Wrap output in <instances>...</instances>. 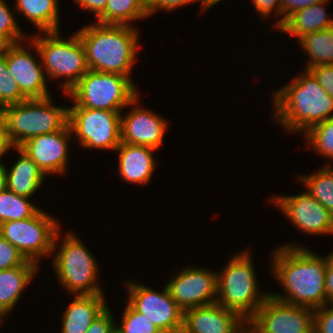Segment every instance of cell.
<instances>
[{
	"mask_svg": "<svg viewBox=\"0 0 333 333\" xmlns=\"http://www.w3.org/2000/svg\"><path fill=\"white\" fill-rule=\"evenodd\" d=\"M309 248L288 242L273 250L269 267L283 293L270 295L285 303L317 309L329 303L325 291L327 255L319 256Z\"/></svg>",
	"mask_w": 333,
	"mask_h": 333,
	"instance_id": "1",
	"label": "cell"
},
{
	"mask_svg": "<svg viewBox=\"0 0 333 333\" xmlns=\"http://www.w3.org/2000/svg\"><path fill=\"white\" fill-rule=\"evenodd\" d=\"M273 120L285 132H307L314 125L333 118V98L309 70L272 94Z\"/></svg>",
	"mask_w": 333,
	"mask_h": 333,
	"instance_id": "2",
	"label": "cell"
},
{
	"mask_svg": "<svg viewBox=\"0 0 333 333\" xmlns=\"http://www.w3.org/2000/svg\"><path fill=\"white\" fill-rule=\"evenodd\" d=\"M76 32L90 70L132 77L140 48L137 27L94 22Z\"/></svg>",
	"mask_w": 333,
	"mask_h": 333,
	"instance_id": "3",
	"label": "cell"
},
{
	"mask_svg": "<svg viewBox=\"0 0 333 333\" xmlns=\"http://www.w3.org/2000/svg\"><path fill=\"white\" fill-rule=\"evenodd\" d=\"M56 233L52 254V267L57 281L68 295L105 294L99 285V264L85 243L73 231L64 236ZM62 241L59 243V239ZM60 244V245H59ZM59 245V246H58Z\"/></svg>",
	"mask_w": 333,
	"mask_h": 333,
	"instance_id": "4",
	"label": "cell"
},
{
	"mask_svg": "<svg viewBox=\"0 0 333 333\" xmlns=\"http://www.w3.org/2000/svg\"><path fill=\"white\" fill-rule=\"evenodd\" d=\"M221 269L217 273L216 302L248 321L270 295L261 292L250 251L236 252Z\"/></svg>",
	"mask_w": 333,
	"mask_h": 333,
	"instance_id": "5",
	"label": "cell"
},
{
	"mask_svg": "<svg viewBox=\"0 0 333 333\" xmlns=\"http://www.w3.org/2000/svg\"><path fill=\"white\" fill-rule=\"evenodd\" d=\"M61 31L42 32L29 36L27 43L40 58L46 77L52 80L64 78L61 89L67 94L89 70L85 50L77 32L68 38Z\"/></svg>",
	"mask_w": 333,
	"mask_h": 333,
	"instance_id": "6",
	"label": "cell"
},
{
	"mask_svg": "<svg viewBox=\"0 0 333 333\" xmlns=\"http://www.w3.org/2000/svg\"><path fill=\"white\" fill-rule=\"evenodd\" d=\"M53 103L52 96L27 99L0 110V119L13 147L33 136L60 131L68 124V106Z\"/></svg>",
	"mask_w": 333,
	"mask_h": 333,
	"instance_id": "7",
	"label": "cell"
},
{
	"mask_svg": "<svg viewBox=\"0 0 333 333\" xmlns=\"http://www.w3.org/2000/svg\"><path fill=\"white\" fill-rule=\"evenodd\" d=\"M131 78L89 69L67 93L69 107L122 111L140 94Z\"/></svg>",
	"mask_w": 333,
	"mask_h": 333,
	"instance_id": "8",
	"label": "cell"
},
{
	"mask_svg": "<svg viewBox=\"0 0 333 333\" xmlns=\"http://www.w3.org/2000/svg\"><path fill=\"white\" fill-rule=\"evenodd\" d=\"M60 224L46 210L40 209L34 216L6 221L0 224V235L15 246L26 260L37 265L40 259L52 257L53 244Z\"/></svg>",
	"mask_w": 333,
	"mask_h": 333,
	"instance_id": "9",
	"label": "cell"
},
{
	"mask_svg": "<svg viewBox=\"0 0 333 333\" xmlns=\"http://www.w3.org/2000/svg\"><path fill=\"white\" fill-rule=\"evenodd\" d=\"M123 111H107L86 107H68V124L73 139L82 148L113 150L121 143V114Z\"/></svg>",
	"mask_w": 333,
	"mask_h": 333,
	"instance_id": "10",
	"label": "cell"
},
{
	"mask_svg": "<svg viewBox=\"0 0 333 333\" xmlns=\"http://www.w3.org/2000/svg\"><path fill=\"white\" fill-rule=\"evenodd\" d=\"M253 333H309L314 329V309L297 306L269 295L247 321Z\"/></svg>",
	"mask_w": 333,
	"mask_h": 333,
	"instance_id": "11",
	"label": "cell"
},
{
	"mask_svg": "<svg viewBox=\"0 0 333 333\" xmlns=\"http://www.w3.org/2000/svg\"><path fill=\"white\" fill-rule=\"evenodd\" d=\"M126 281L128 291L126 301L147 318L162 332H181L183 326V310L171 298L165 285L161 291L150 288L136 281Z\"/></svg>",
	"mask_w": 333,
	"mask_h": 333,
	"instance_id": "12",
	"label": "cell"
},
{
	"mask_svg": "<svg viewBox=\"0 0 333 333\" xmlns=\"http://www.w3.org/2000/svg\"><path fill=\"white\" fill-rule=\"evenodd\" d=\"M275 195L270 202L306 235H333V215L306 190L295 195Z\"/></svg>",
	"mask_w": 333,
	"mask_h": 333,
	"instance_id": "13",
	"label": "cell"
},
{
	"mask_svg": "<svg viewBox=\"0 0 333 333\" xmlns=\"http://www.w3.org/2000/svg\"><path fill=\"white\" fill-rule=\"evenodd\" d=\"M217 273L209 268L190 265L177 270L166 286L171 298L183 311L214 304L217 300Z\"/></svg>",
	"mask_w": 333,
	"mask_h": 333,
	"instance_id": "14",
	"label": "cell"
},
{
	"mask_svg": "<svg viewBox=\"0 0 333 333\" xmlns=\"http://www.w3.org/2000/svg\"><path fill=\"white\" fill-rule=\"evenodd\" d=\"M25 43L27 44V40H24V43L22 41L5 45V58L9 72L27 99L50 97L48 79L42 62L35 58L36 55L30 52Z\"/></svg>",
	"mask_w": 333,
	"mask_h": 333,
	"instance_id": "15",
	"label": "cell"
},
{
	"mask_svg": "<svg viewBox=\"0 0 333 333\" xmlns=\"http://www.w3.org/2000/svg\"><path fill=\"white\" fill-rule=\"evenodd\" d=\"M71 139H73L72 131L67 124L60 131L33 136L19 148L38 165L45 176L64 175L69 167Z\"/></svg>",
	"mask_w": 333,
	"mask_h": 333,
	"instance_id": "16",
	"label": "cell"
},
{
	"mask_svg": "<svg viewBox=\"0 0 333 333\" xmlns=\"http://www.w3.org/2000/svg\"><path fill=\"white\" fill-rule=\"evenodd\" d=\"M140 102L139 94L130 103L127 115L121 114V142L160 149L169 123L151 108L140 106Z\"/></svg>",
	"mask_w": 333,
	"mask_h": 333,
	"instance_id": "17",
	"label": "cell"
},
{
	"mask_svg": "<svg viewBox=\"0 0 333 333\" xmlns=\"http://www.w3.org/2000/svg\"><path fill=\"white\" fill-rule=\"evenodd\" d=\"M246 326L238 313L216 302L183 311L181 333H240Z\"/></svg>",
	"mask_w": 333,
	"mask_h": 333,
	"instance_id": "18",
	"label": "cell"
},
{
	"mask_svg": "<svg viewBox=\"0 0 333 333\" xmlns=\"http://www.w3.org/2000/svg\"><path fill=\"white\" fill-rule=\"evenodd\" d=\"M156 150L143 146L120 143L115 150L118 153V173L124 182L147 185L153 177L158 160L153 156Z\"/></svg>",
	"mask_w": 333,
	"mask_h": 333,
	"instance_id": "19",
	"label": "cell"
},
{
	"mask_svg": "<svg viewBox=\"0 0 333 333\" xmlns=\"http://www.w3.org/2000/svg\"><path fill=\"white\" fill-rule=\"evenodd\" d=\"M104 294L73 295L62 313L61 333H85L107 308Z\"/></svg>",
	"mask_w": 333,
	"mask_h": 333,
	"instance_id": "20",
	"label": "cell"
},
{
	"mask_svg": "<svg viewBox=\"0 0 333 333\" xmlns=\"http://www.w3.org/2000/svg\"><path fill=\"white\" fill-rule=\"evenodd\" d=\"M39 265L27 260L22 266L0 271V322L15 309L23 292L39 271ZM26 288V289H25Z\"/></svg>",
	"mask_w": 333,
	"mask_h": 333,
	"instance_id": "21",
	"label": "cell"
},
{
	"mask_svg": "<svg viewBox=\"0 0 333 333\" xmlns=\"http://www.w3.org/2000/svg\"><path fill=\"white\" fill-rule=\"evenodd\" d=\"M12 150L20 156L10 165L11 167L4 163L7 189L19 196L31 198L37 190L39 191L47 176L19 147H13Z\"/></svg>",
	"mask_w": 333,
	"mask_h": 333,
	"instance_id": "22",
	"label": "cell"
},
{
	"mask_svg": "<svg viewBox=\"0 0 333 333\" xmlns=\"http://www.w3.org/2000/svg\"><path fill=\"white\" fill-rule=\"evenodd\" d=\"M329 0L314 4L307 8L294 12L285 23L278 29L282 34L285 32L298 41L302 36L333 27V18L327 13L325 5ZM327 3V4H326Z\"/></svg>",
	"mask_w": 333,
	"mask_h": 333,
	"instance_id": "23",
	"label": "cell"
},
{
	"mask_svg": "<svg viewBox=\"0 0 333 333\" xmlns=\"http://www.w3.org/2000/svg\"><path fill=\"white\" fill-rule=\"evenodd\" d=\"M60 0H16L15 11L37 28L38 32L61 31Z\"/></svg>",
	"mask_w": 333,
	"mask_h": 333,
	"instance_id": "24",
	"label": "cell"
},
{
	"mask_svg": "<svg viewBox=\"0 0 333 333\" xmlns=\"http://www.w3.org/2000/svg\"><path fill=\"white\" fill-rule=\"evenodd\" d=\"M297 43L308 57L304 70L313 66L333 65V27L310 32L302 36Z\"/></svg>",
	"mask_w": 333,
	"mask_h": 333,
	"instance_id": "25",
	"label": "cell"
},
{
	"mask_svg": "<svg viewBox=\"0 0 333 333\" xmlns=\"http://www.w3.org/2000/svg\"><path fill=\"white\" fill-rule=\"evenodd\" d=\"M150 17L144 0H107L104 12L96 19L101 24L128 25Z\"/></svg>",
	"mask_w": 333,
	"mask_h": 333,
	"instance_id": "26",
	"label": "cell"
},
{
	"mask_svg": "<svg viewBox=\"0 0 333 333\" xmlns=\"http://www.w3.org/2000/svg\"><path fill=\"white\" fill-rule=\"evenodd\" d=\"M329 164L298 179L306 191L333 215V167Z\"/></svg>",
	"mask_w": 333,
	"mask_h": 333,
	"instance_id": "27",
	"label": "cell"
},
{
	"mask_svg": "<svg viewBox=\"0 0 333 333\" xmlns=\"http://www.w3.org/2000/svg\"><path fill=\"white\" fill-rule=\"evenodd\" d=\"M31 198L19 196L7 188L0 193V224L34 216L41 208Z\"/></svg>",
	"mask_w": 333,
	"mask_h": 333,
	"instance_id": "28",
	"label": "cell"
},
{
	"mask_svg": "<svg viewBox=\"0 0 333 333\" xmlns=\"http://www.w3.org/2000/svg\"><path fill=\"white\" fill-rule=\"evenodd\" d=\"M303 136L312 152L333 160V118L314 125Z\"/></svg>",
	"mask_w": 333,
	"mask_h": 333,
	"instance_id": "29",
	"label": "cell"
},
{
	"mask_svg": "<svg viewBox=\"0 0 333 333\" xmlns=\"http://www.w3.org/2000/svg\"><path fill=\"white\" fill-rule=\"evenodd\" d=\"M27 98L21 93L16 81L12 78L5 58V47L0 53V110L5 106L17 104Z\"/></svg>",
	"mask_w": 333,
	"mask_h": 333,
	"instance_id": "30",
	"label": "cell"
},
{
	"mask_svg": "<svg viewBox=\"0 0 333 333\" xmlns=\"http://www.w3.org/2000/svg\"><path fill=\"white\" fill-rule=\"evenodd\" d=\"M120 324L115 325L121 333H161L146 315L136 311L127 301Z\"/></svg>",
	"mask_w": 333,
	"mask_h": 333,
	"instance_id": "31",
	"label": "cell"
},
{
	"mask_svg": "<svg viewBox=\"0 0 333 333\" xmlns=\"http://www.w3.org/2000/svg\"><path fill=\"white\" fill-rule=\"evenodd\" d=\"M5 1L0 0V40L6 45L27 40L29 36L24 34L25 32L18 25L17 17L14 16L16 11H12L11 6Z\"/></svg>",
	"mask_w": 333,
	"mask_h": 333,
	"instance_id": "32",
	"label": "cell"
},
{
	"mask_svg": "<svg viewBox=\"0 0 333 333\" xmlns=\"http://www.w3.org/2000/svg\"><path fill=\"white\" fill-rule=\"evenodd\" d=\"M26 261L19 250L0 235V271L22 266Z\"/></svg>",
	"mask_w": 333,
	"mask_h": 333,
	"instance_id": "33",
	"label": "cell"
},
{
	"mask_svg": "<svg viewBox=\"0 0 333 333\" xmlns=\"http://www.w3.org/2000/svg\"><path fill=\"white\" fill-rule=\"evenodd\" d=\"M201 2L200 11L205 12L208 8L203 4L202 0H144L145 10L149 16L154 15V13L163 10V11H173L176 8L179 9L185 5H189L194 2Z\"/></svg>",
	"mask_w": 333,
	"mask_h": 333,
	"instance_id": "34",
	"label": "cell"
},
{
	"mask_svg": "<svg viewBox=\"0 0 333 333\" xmlns=\"http://www.w3.org/2000/svg\"><path fill=\"white\" fill-rule=\"evenodd\" d=\"M256 14L266 19L271 16L280 17L275 23L276 31L282 26V2L281 0H251Z\"/></svg>",
	"mask_w": 333,
	"mask_h": 333,
	"instance_id": "35",
	"label": "cell"
},
{
	"mask_svg": "<svg viewBox=\"0 0 333 333\" xmlns=\"http://www.w3.org/2000/svg\"><path fill=\"white\" fill-rule=\"evenodd\" d=\"M314 329L318 333H333V302L314 309Z\"/></svg>",
	"mask_w": 333,
	"mask_h": 333,
	"instance_id": "36",
	"label": "cell"
},
{
	"mask_svg": "<svg viewBox=\"0 0 333 333\" xmlns=\"http://www.w3.org/2000/svg\"><path fill=\"white\" fill-rule=\"evenodd\" d=\"M322 88L333 98V65H319L308 69Z\"/></svg>",
	"mask_w": 333,
	"mask_h": 333,
	"instance_id": "37",
	"label": "cell"
},
{
	"mask_svg": "<svg viewBox=\"0 0 333 333\" xmlns=\"http://www.w3.org/2000/svg\"><path fill=\"white\" fill-rule=\"evenodd\" d=\"M113 311L108 307L97 319L90 325L85 333H110L115 327L116 321Z\"/></svg>",
	"mask_w": 333,
	"mask_h": 333,
	"instance_id": "38",
	"label": "cell"
},
{
	"mask_svg": "<svg viewBox=\"0 0 333 333\" xmlns=\"http://www.w3.org/2000/svg\"><path fill=\"white\" fill-rule=\"evenodd\" d=\"M325 0H281L282 2V25L296 11L318 4Z\"/></svg>",
	"mask_w": 333,
	"mask_h": 333,
	"instance_id": "39",
	"label": "cell"
},
{
	"mask_svg": "<svg viewBox=\"0 0 333 333\" xmlns=\"http://www.w3.org/2000/svg\"><path fill=\"white\" fill-rule=\"evenodd\" d=\"M82 10H88L97 19L105 10L107 0H73Z\"/></svg>",
	"mask_w": 333,
	"mask_h": 333,
	"instance_id": "40",
	"label": "cell"
},
{
	"mask_svg": "<svg viewBox=\"0 0 333 333\" xmlns=\"http://www.w3.org/2000/svg\"><path fill=\"white\" fill-rule=\"evenodd\" d=\"M325 291L326 297L329 299V303L333 302V252H330L329 255H327Z\"/></svg>",
	"mask_w": 333,
	"mask_h": 333,
	"instance_id": "41",
	"label": "cell"
},
{
	"mask_svg": "<svg viewBox=\"0 0 333 333\" xmlns=\"http://www.w3.org/2000/svg\"><path fill=\"white\" fill-rule=\"evenodd\" d=\"M12 148L13 146L9 142L4 125L0 119V164H4L1 159L6 156L7 152H9V150H11Z\"/></svg>",
	"mask_w": 333,
	"mask_h": 333,
	"instance_id": "42",
	"label": "cell"
},
{
	"mask_svg": "<svg viewBox=\"0 0 333 333\" xmlns=\"http://www.w3.org/2000/svg\"><path fill=\"white\" fill-rule=\"evenodd\" d=\"M7 188L4 164H0V193Z\"/></svg>",
	"mask_w": 333,
	"mask_h": 333,
	"instance_id": "43",
	"label": "cell"
},
{
	"mask_svg": "<svg viewBox=\"0 0 333 333\" xmlns=\"http://www.w3.org/2000/svg\"><path fill=\"white\" fill-rule=\"evenodd\" d=\"M224 0H202L203 4L210 10V8H213L217 3Z\"/></svg>",
	"mask_w": 333,
	"mask_h": 333,
	"instance_id": "44",
	"label": "cell"
},
{
	"mask_svg": "<svg viewBox=\"0 0 333 333\" xmlns=\"http://www.w3.org/2000/svg\"><path fill=\"white\" fill-rule=\"evenodd\" d=\"M5 45L6 44L2 40H0V53L3 52V49H4Z\"/></svg>",
	"mask_w": 333,
	"mask_h": 333,
	"instance_id": "45",
	"label": "cell"
},
{
	"mask_svg": "<svg viewBox=\"0 0 333 333\" xmlns=\"http://www.w3.org/2000/svg\"><path fill=\"white\" fill-rule=\"evenodd\" d=\"M240 333H253V332L246 326V328Z\"/></svg>",
	"mask_w": 333,
	"mask_h": 333,
	"instance_id": "46",
	"label": "cell"
},
{
	"mask_svg": "<svg viewBox=\"0 0 333 333\" xmlns=\"http://www.w3.org/2000/svg\"><path fill=\"white\" fill-rule=\"evenodd\" d=\"M110 333H121V332L115 326Z\"/></svg>",
	"mask_w": 333,
	"mask_h": 333,
	"instance_id": "47",
	"label": "cell"
},
{
	"mask_svg": "<svg viewBox=\"0 0 333 333\" xmlns=\"http://www.w3.org/2000/svg\"><path fill=\"white\" fill-rule=\"evenodd\" d=\"M309 333H318V332L315 329H313Z\"/></svg>",
	"mask_w": 333,
	"mask_h": 333,
	"instance_id": "48",
	"label": "cell"
},
{
	"mask_svg": "<svg viewBox=\"0 0 333 333\" xmlns=\"http://www.w3.org/2000/svg\"><path fill=\"white\" fill-rule=\"evenodd\" d=\"M161 333H181V332H161Z\"/></svg>",
	"mask_w": 333,
	"mask_h": 333,
	"instance_id": "49",
	"label": "cell"
}]
</instances>
